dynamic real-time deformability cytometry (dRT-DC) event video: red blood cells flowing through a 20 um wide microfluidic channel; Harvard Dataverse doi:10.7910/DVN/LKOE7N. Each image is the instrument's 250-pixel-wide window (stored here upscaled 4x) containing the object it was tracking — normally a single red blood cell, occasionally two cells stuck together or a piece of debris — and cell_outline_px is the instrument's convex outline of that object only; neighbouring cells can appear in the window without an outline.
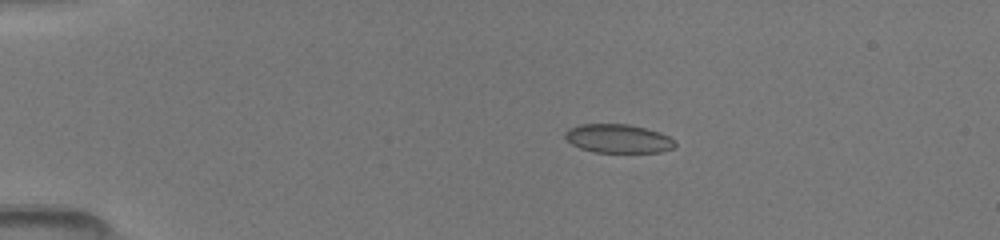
{"species": "common noctule bat (a hibernating species)", "species_latin": "Nyctalus noctula", "temperature_condition": "room temperature", "stored_images_in_passage": 8, "camera_frame_rate_fps": 3000, "um_per_image_px": 0.085, "animal": {"sex": "female", "body_mass_g": 19.5, "forearm_length_mm": 54.1}, "frame": {"image": 1, "passage_image": 4, "time_ms": 3.333, "image_size_px": [1000, 240], "cell_outline_px": [[676, 144], [672, 148], [660, 152], [592, 152], [580, 148], [572, 144], [564, 136], [564, 132], [568, 128], [580, 124], [628, 124], [660, 132], [668, 136]], "centroid_in_image_um": [52.5, 11.77], "position_along_channel_um": 32.5, "area_um2": 18.32}}
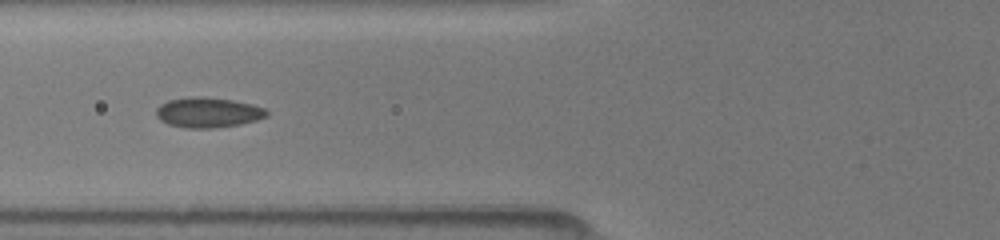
{"frame": {"image": 2, "passage_image": 7, "time_ms": 6.667, "image_size_px": [1000, 240], "cell_outline_px": [[268, 116], [256, 120], [240, 124], [212, 128], [184, 128], [168, 124], [160, 120], [156, 116], [156, 108], [160, 104], [168, 100], [192, 96], [204, 96], [232, 100], [252, 104], [264, 108], [268, 112]], "centroid_in_image_um": [17.65, 9.55], "position_along_channel_um": 108.1, "area_um2": 19.54}}
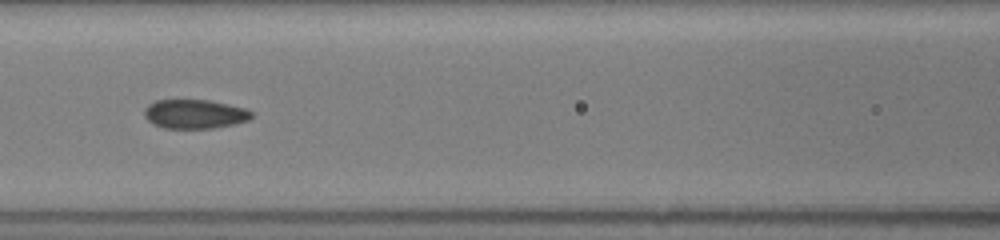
{"frame": {"image": 3, "passage_image": 8, "time_ms": 7.667, "image_size_px": [1000, 240], "cell_outline_px": [[252, 116], [248, 120], [236, 124], [212, 128], [164, 128], [152, 124], [144, 116], [144, 108], [148, 104], [156, 100], [208, 100], [228, 104], [244, 108], [252, 112]], "centroid_in_image_um": [16.52, 9.69], "position_along_channel_um": 150.1, "area_um2": 18.21}}